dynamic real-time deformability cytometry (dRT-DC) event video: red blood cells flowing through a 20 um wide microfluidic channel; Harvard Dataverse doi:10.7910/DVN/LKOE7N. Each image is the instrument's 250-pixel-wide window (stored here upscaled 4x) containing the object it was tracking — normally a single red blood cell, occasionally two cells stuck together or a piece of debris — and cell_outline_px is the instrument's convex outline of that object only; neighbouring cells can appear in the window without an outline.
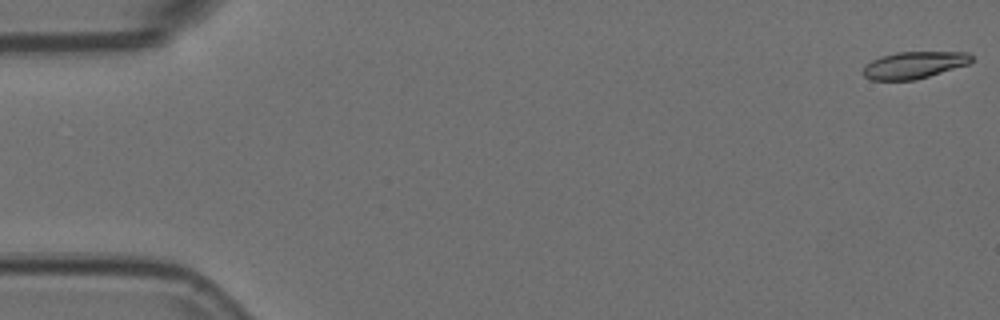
{"species": "Egyptian fruit bat (a non-hibernating species)", "species_latin": "Rousettus aegyptiacus", "temperature_condition": "room temperature", "stored_images_in_passage": 55, "camera_frame_rate_fps": 3000, "um_per_image_px": 0.085, "animal": {"sex": "female"}, "frame": {"image": 1, "passage_image": 1, "time_ms": 0.0, "image_size_px": [1000, 320], "cell_outline_px": [[972, 60], [968, 64], [916, 80], [872, 80], [864, 76], [860, 72], [872, 60], [880, 56], [896, 52], [968, 52], [972, 56]], "centroid_in_image_um": [77.67, 5.53], "position_along_channel_um": 7.3, "area_um2": 16.99}}
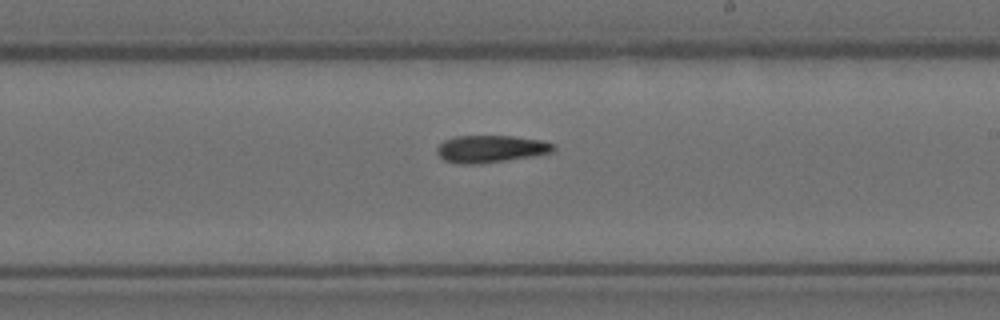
{"frame": {"image": 2, "passage_image": 32, "time_ms": 10.333, "image_size_px": [1000, 320], "cell_outline_px": [[556, 148], [552, 152], [532, 156], [480, 164], [456, 164], [444, 160], [436, 152], [436, 148], [444, 140], [456, 136], [512, 136], [544, 140], [556, 144]], "centroid_in_image_um": [41.72, 12.65], "position_along_channel_um": 247.3, "area_um2": 18.67}}
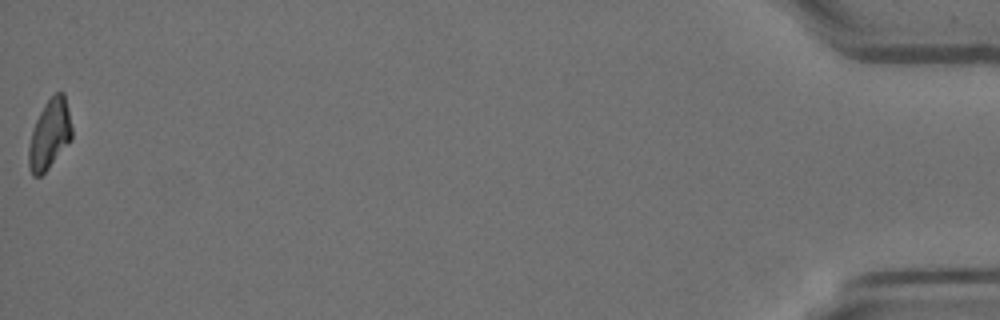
{"frame": {"image": 3, "passage_image": 55, "time_ms": 18.0, "image_size_px": [1000, 320], "cell_outline_px": [[72, 136], [48, 168], [40, 176], [32, 176], [28, 168], [28, 148], [32, 128], [44, 104], [56, 92], [64, 92], [68, 108], [72, 128]], "centroid_in_image_um": [4.18, 11.41], "position_along_channel_um": 431.0, "area_um2": 17.28}}